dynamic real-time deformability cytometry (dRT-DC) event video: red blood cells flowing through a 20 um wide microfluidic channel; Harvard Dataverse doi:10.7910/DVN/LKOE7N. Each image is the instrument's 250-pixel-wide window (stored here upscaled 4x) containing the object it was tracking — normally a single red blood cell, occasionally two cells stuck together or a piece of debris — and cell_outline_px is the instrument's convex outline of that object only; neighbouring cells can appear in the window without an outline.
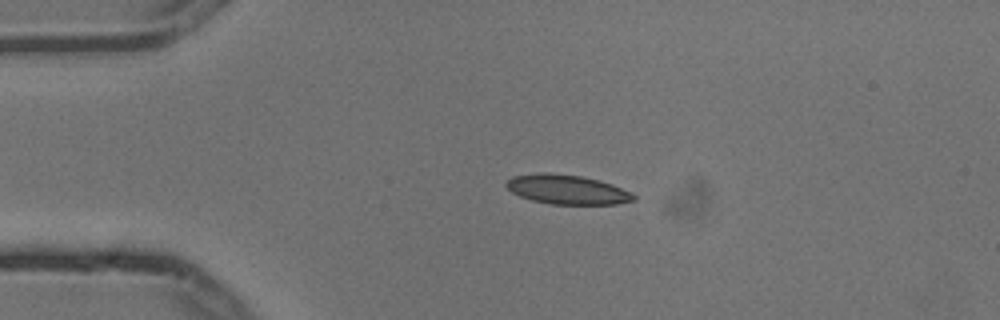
{"species": "common noctule bat (a hibernating species)", "species_latin": "Nyctalus noctula", "temperature_condition": "cold", "stored_images_in_passage": 4, "camera_frame_rate_fps": 3000, "um_per_image_px": 0.085, "animal": {"sex": "male", "body_mass_g": 13.3}, "frame": {"image": 1, "passage_image": 3, "time_ms": 0.667, "image_size_px": [1000, 320], "cell_outline_px": [[636, 200], [616, 204], [552, 204], [532, 200], [520, 196], [512, 192], [504, 184], [512, 176], [540, 172], [548, 172], [580, 176], [600, 180], [612, 184], [632, 192], [636, 196]], "centroid_in_image_um": [48.22, 16.1], "position_along_channel_um": 36.8, "area_um2": 21.91}}